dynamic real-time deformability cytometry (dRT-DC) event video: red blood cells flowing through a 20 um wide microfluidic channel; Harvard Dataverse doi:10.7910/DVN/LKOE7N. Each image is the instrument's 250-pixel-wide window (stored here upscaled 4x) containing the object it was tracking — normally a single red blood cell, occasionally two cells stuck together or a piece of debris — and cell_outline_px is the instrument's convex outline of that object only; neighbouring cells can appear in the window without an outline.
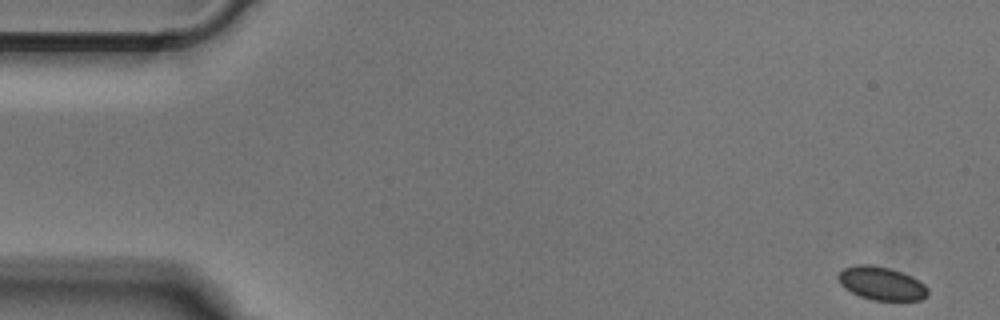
{"species": "Egyptian fruit bat (a non-hibernating species)", "species_latin": "Rousettus aegyptiacus", "temperature_condition": "cold", "stored_images_in_passage": 51, "camera_frame_rate_fps": 3000, "um_per_image_px": 0.085, "animal": {"sex": "male"}, "frame": {"image": 1, "passage_image": 1, "time_ms": 0.0, "image_size_px": [1000, 320], "cell_outline_px": [[928, 296], [920, 300], [872, 300], [860, 296], [844, 288], [840, 284], [836, 276], [844, 268], [856, 264], [872, 264], [888, 268], [912, 276], [920, 280], [928, 288]], "centroid_in_image_um": [74.92, 24.08], "position_along_channel_um": 10.1, "area_um2": 17.51}}
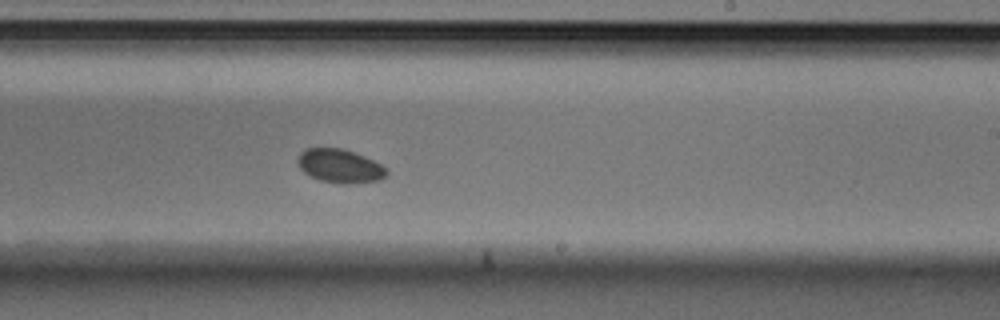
{"frame": {"image": 2, "passage_image": 30, "time_ms": 9.667, "image_size_px": [1000, 320], "cell_outline_px": [[388, 176], [380, 180], [320, 180], [304, 172], [300, 168], [296, 160], [300, 152], [308, 148], [340, 148], [356, 152], [388, 168]], "centroid_in_image_um": [28.87, 14.03], "position_along_channel_um": 260.1, "area_um2": 16.59}}
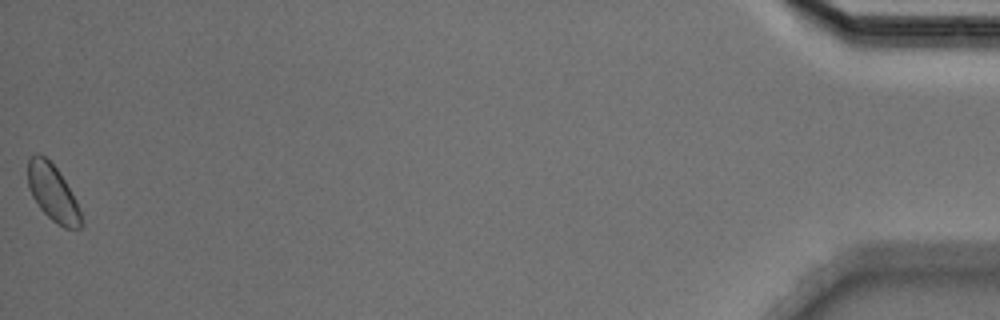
{"frame": {"image": 3, "passage_image": 51, "time_ms": 16.667, "image_size_px": [1000, 320], "cell_outline_px": [[84, 224], [80, 228], [64, 228], [52, 220], [40, 208], [32, 196], [28, 188], [28, 160], [36, 152], [44, 156], [56, 168], [64, 180], [76, 200], [84, 220]], "centroid_in_image_um": [4.5, 16.42], "position_along_channel_um": 430.7, "area_um2": 17.46}}